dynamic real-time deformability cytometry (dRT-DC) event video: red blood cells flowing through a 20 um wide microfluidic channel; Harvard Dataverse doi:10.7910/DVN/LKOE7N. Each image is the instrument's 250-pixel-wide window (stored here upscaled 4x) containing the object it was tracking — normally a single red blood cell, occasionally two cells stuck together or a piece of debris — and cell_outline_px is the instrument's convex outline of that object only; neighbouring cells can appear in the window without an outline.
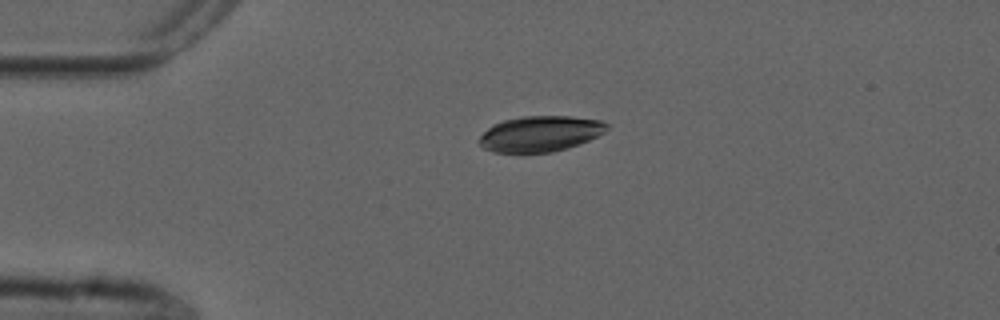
{"species": "common noctule bat (a hibernating species)", "species_latin": "Nyctalus noctula", "temperature_condition": "cold", "stored_images_in_passage": 43, "camera_frame_rate_fps": 3000, "um_per_image_px": 0.085, "animal": {"sex": "male", "forearm_length_mm": 52.5}, "frame": {"image": 1, "passage_image": 1, "time_ms": 0.0, "image_size_px": [1000, 320], "cell_outline_px": [[608, 128], [604, 132], [588, 140], [552, 152], [520, 156], [492, 152], [484, 148], [476, 140], [492, 124], [504, 120], [520, 116], [572, 116], [604, 120], [608, 124]], "centroid_in_image_um": [45.85, 11.4], "position_along_channel_um": 39.2, "area_um2": 27.34}}
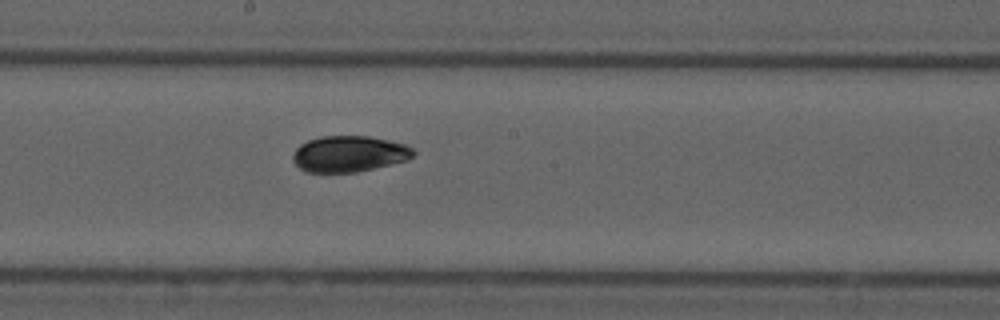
{"frame": {"image": 2, "passage_image": 18, "time_ms": 5.667, "image_size_px": [1000, 320], "cell_outline_px": [[416, 152], [408, 160], [356, 172], [308, 172], [300, 168], [292, 160], [292, 152], [300, 144], [308, 140], [320, 136], [368, 136], [388, 140], [404, 144], [412, 148]], "centroid_in_image_um": [29.65, 13.07], "position_along_channel_um": 218.6, "area_um2": 25.32}}
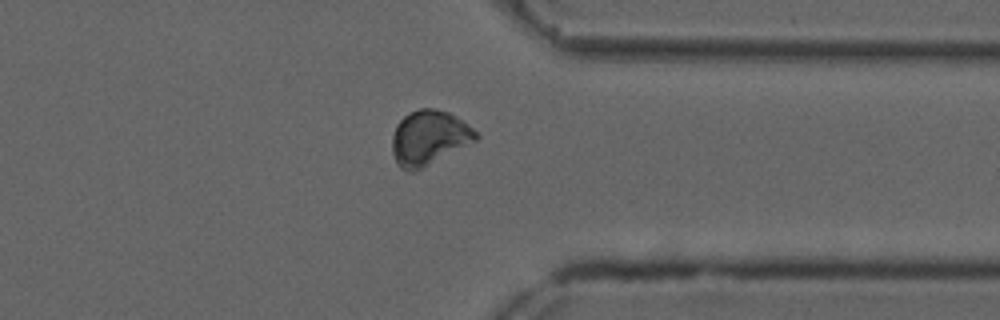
{"frame": {"image": 3, "passage_image": 31, "time_ms": 10.0, "image_size_px": [1000, 320], "cell_outline_px": [[480, 136], [476, 140], [412, 172], [408, 172], [400, 168], [396, 164], [392, 152], [392, 136], [396, 124], [404, 116], [420, 108], [432, 108], [448, 112], [456, 116], [468, 124]], "centroid_in_image_um": [36.43, 11.7], "position_along_channel_um": 375.0, "area_um2": 26.3}, "authors_computed_cell_mechanics": {"area_um2": 26.1834, "velocity_mm_per_s": 3.7061, "shape_relaxation_time_tau1_ms": 4.6616, "shape_relaxation_time_tau2_ms": 4.4891, "deformation_change_tau1": 0.0654, "deformation_change_tau2": 0.0607}}